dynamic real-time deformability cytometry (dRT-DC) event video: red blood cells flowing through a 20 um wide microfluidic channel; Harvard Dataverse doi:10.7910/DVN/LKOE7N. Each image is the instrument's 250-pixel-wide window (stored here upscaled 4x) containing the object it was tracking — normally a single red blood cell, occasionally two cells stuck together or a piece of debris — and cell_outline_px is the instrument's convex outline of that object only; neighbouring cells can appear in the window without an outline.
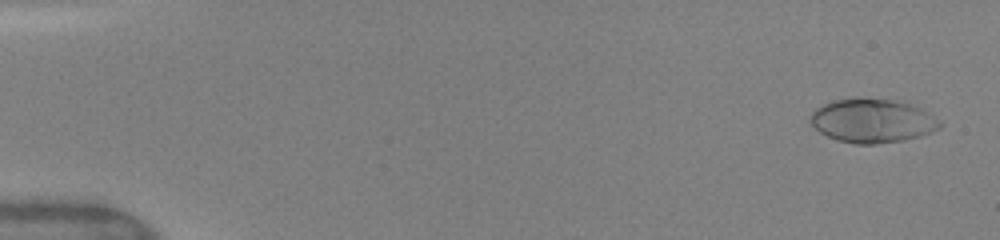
{"species": "human", "species_latin": "Homo sapiens", "temperature_condition": "warm", "stored_images_in_passage": 20, "camera_frame_rate_fps": 3000, "um_per_image_px": 0.085, "donor": {"sex": "female"}, "frame": {"image": 1, "passage_image": 2, "time_ms": 0.333, "image_size_px": [1000, 240], "cell_outline_px": [[940, 128], [932, 132], [920, 136], [904, 140], [876, 144], [856, 144], [840, 140], [828, 136], [820, 132], [808, 120], [808, 116], [816, 108], [832, 100], [908, 100], [940, 120]], "centroid_in_image_um": [74.19, 10.27], "position_along_channel_um": 10.8, "area_um2": 32.83}}
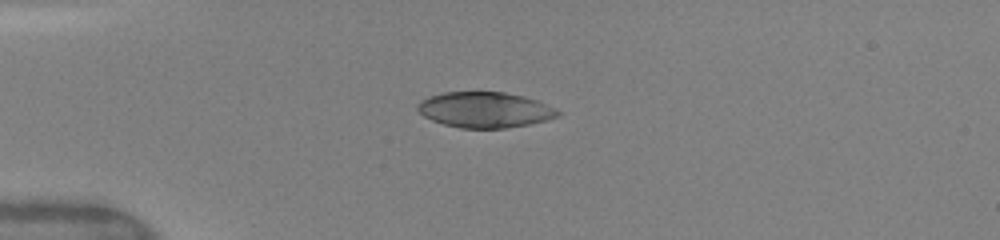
{"frame": {"image": 2, "passage_image": 15, "time_ms": 4.0, "image_size_px": [1000, 240], "cell_outline_px": [[560, 116], [548, 120], [528, 124], [504, 128], [460, 128], [444, 124], [432, 120], [424, 116], [416, 108], [416, 104], [420, 100], [428, 96], [444, 92], [504, 92], [524, 96], [540, 100], [556, 108], [560, 112]], "centroid_in_image_um": [41.23, 9.32], "position_along_channel_um": 43.8, "area_um2": 29.36}}